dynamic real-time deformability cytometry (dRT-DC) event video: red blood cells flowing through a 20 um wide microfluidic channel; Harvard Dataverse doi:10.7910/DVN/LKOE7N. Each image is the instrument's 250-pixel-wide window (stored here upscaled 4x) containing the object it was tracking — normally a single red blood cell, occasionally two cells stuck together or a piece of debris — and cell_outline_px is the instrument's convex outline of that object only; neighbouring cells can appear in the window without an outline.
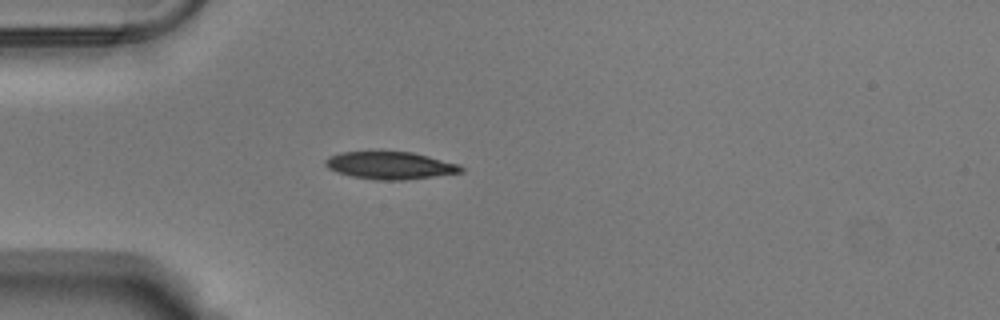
{"species": "Egyptian fruit bat (a non-hibernating species)", "species_latin": "Rousettus aegyptiacus", "temperature_condition": "warm", "stored_images_in_passage": 27, "camera_frame_rate_fps": 3000, "um_per_image_px": 0.085, "animal": {"sex": "male"}, "frame": {"image": 1, "passage_image": 1, "time_ms": 0.0, "image_size_px": [1000, 320], "cell_outline_px": [[456, 168], [452, 172], [416, 176], [372, 176], [348, 172], [336, 168], [332, 164], [332, 160], [340, 156], [364, 152], [396, 152], [420, 156]], "centroid_in_image_um": [33.12, 13.99], "position_along_channel_um": 51.9, "area_um2": 16.01}}
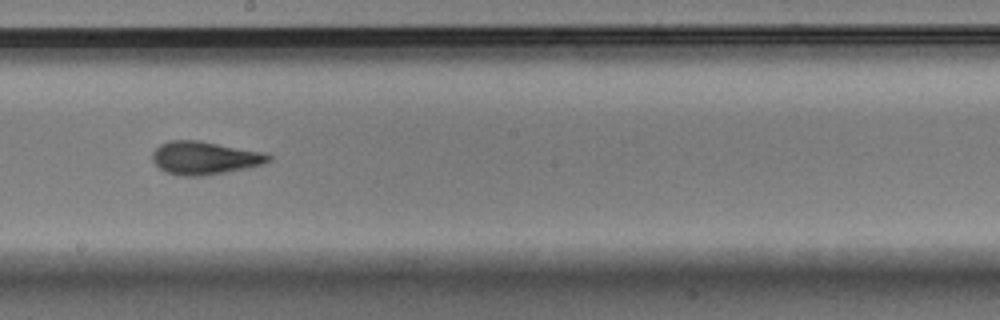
{"frame": {"image": 2, "passage_image": 16, "time_ms": 5.0, "image_size_px": [1000, 320], "cell_outline_px": [[260, 160], [220, 168], [172, 168], [164, 164], [164, 152], [168, 148], [196, 144], [200, 144], [260, 156]], "centroid_in_image_um": [17.42, 13.36], "position_along_channel_um": 230.8, "area_um2": 12.2}}
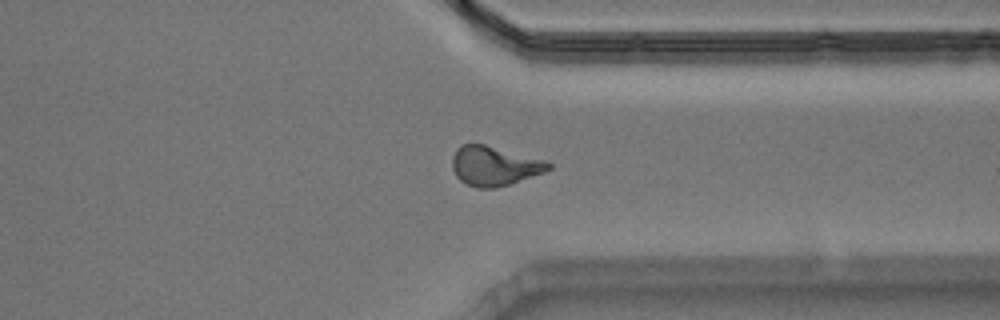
{"frame": {"image": 3, "passage_image": 27, "time_ms": 8.667, "image_size_px": [1000, 320], "cell_outline_px": [[548, 164], [544, 168], [536, 172], [500, 184], [472, 184], [464, 180], [460, 176], [472, 144], [476, 144]], "centroid_in_image_um": [42.19, 14.14], "position_along_channel_um": 369.2, "area_um2": 15.66}}